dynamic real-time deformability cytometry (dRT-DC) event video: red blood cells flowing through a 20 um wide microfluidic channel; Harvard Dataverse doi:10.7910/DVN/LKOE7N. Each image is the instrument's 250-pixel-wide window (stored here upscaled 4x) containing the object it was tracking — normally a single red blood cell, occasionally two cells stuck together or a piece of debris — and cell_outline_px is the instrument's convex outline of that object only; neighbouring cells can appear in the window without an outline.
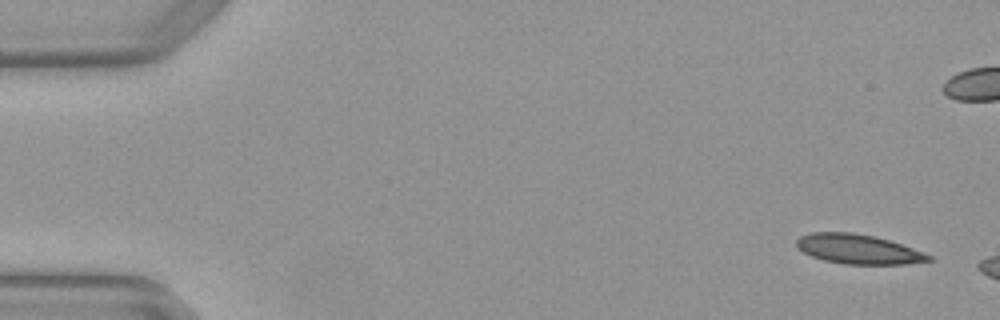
{"species": "Egyptian fruit bat (a non-hibernating species)", "species_latin": "Rousettus aegyptiacus", "temperature_condition": "warm", "stored_images_in_passage": 5, "camera_frame_rate_fps": 3000, "um_per_image_px": 0.085, "animal": {"sex": "female"}, "frame": {"image": 1, "passage_image": 1, "time_ms": 0.0, "image_size_px": [1000, 320], "cell_outline_px": [[936, 260], [904, 264], [844, 264], [824, 260], [812, 256], [796, 248], [796, 240], [800, 236], [812, 232], [852, 232], [876, 236], [924, 252], [932, 256]], "centroid_in_image_um": [72.95, 21.17], "position_along_channel_um": 12.0, "area_um2": 22.83}}
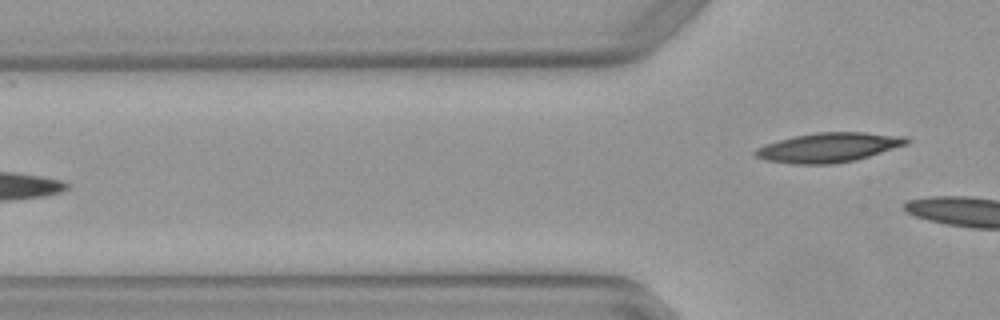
{"frame": {"image": 2, "passage_image": 5, "time_ms": 1.333, "image_size_px": [1000, 320], "cell_outline_px": [[912, 140], [908, 144], [856, 160], [832, 164], [792, 164], [764, 160], [756, 156], [752, 152], [756, 148], [764, 144], [792, 136], [816, 132], [864, 132], [908, 136]], "centroid_in_image_um": [70.44, 12.53], "position_along_channel_um": 55.4, "area_um2": 26.36}}